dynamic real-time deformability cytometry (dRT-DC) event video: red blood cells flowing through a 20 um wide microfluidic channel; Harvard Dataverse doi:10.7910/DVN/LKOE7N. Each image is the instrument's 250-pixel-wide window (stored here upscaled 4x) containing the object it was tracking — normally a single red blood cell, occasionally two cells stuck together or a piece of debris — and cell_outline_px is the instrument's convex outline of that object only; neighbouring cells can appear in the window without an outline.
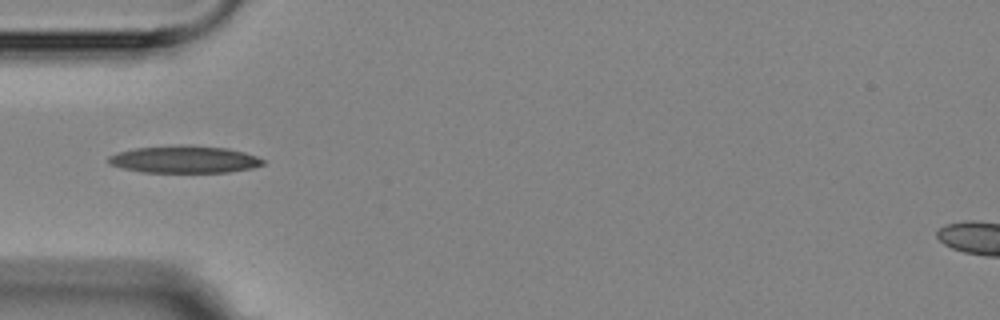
{"species": "Egyptian fruit bat (a non-hibernating species)", "species_latin": "Rousettus aegyptiacus", "temperature_condition": "room temperature", "stored_images_in_passage": 2, "camera_frame_rate_fps": 3000, "um_per_image_px": 0.085, "animal": {"sex": "female"}, "frame": {"image": 1, "passage_image": 1, "time_ms": 0.0, "image_size_px": [1000, 320], "cell_outline_px": [[264, 164], [252, 168], [228, 172], [144, 172], [124, 168], [112, 164], [108, 160], [108, 156], [116, 152], [136, 148], [180, 144], [184, 144], [228, 148], [244, 152], [256, 156], [264, 160]], "centroid_in_image_um": [15.69, 13.53], "position_along_channel_um": 69.3, "area_um2": 24.51}}
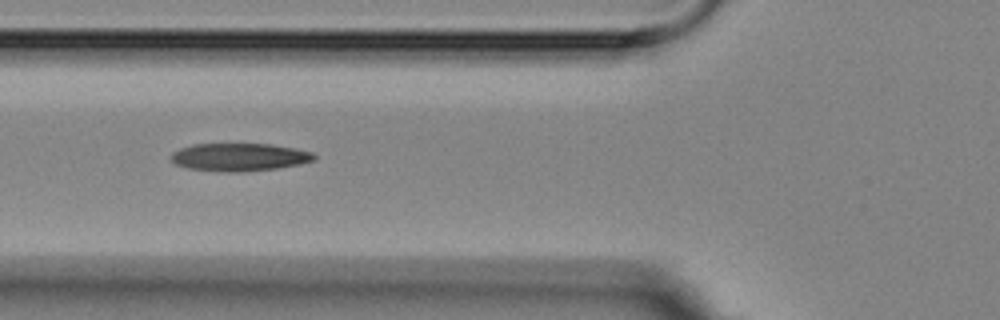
{"frame": {"image": 2, "passage_image": 2, "time_ms": 1.0, "image_size_px": [1000, 320], "cell_outline_px": [[316, 160], [300, 164], [276, 168], [240, 172], [224, 172], [188, 168], [176, 164], [168, 156], [172, 152], [180, 148], [192, 144], [272, 144], [296, 148], [312, 152], [316, 156]], "centroid_in_image_um": [20.35, 13.35], "position_along_channel_um": 105.5, "area_um2": 23.35}}